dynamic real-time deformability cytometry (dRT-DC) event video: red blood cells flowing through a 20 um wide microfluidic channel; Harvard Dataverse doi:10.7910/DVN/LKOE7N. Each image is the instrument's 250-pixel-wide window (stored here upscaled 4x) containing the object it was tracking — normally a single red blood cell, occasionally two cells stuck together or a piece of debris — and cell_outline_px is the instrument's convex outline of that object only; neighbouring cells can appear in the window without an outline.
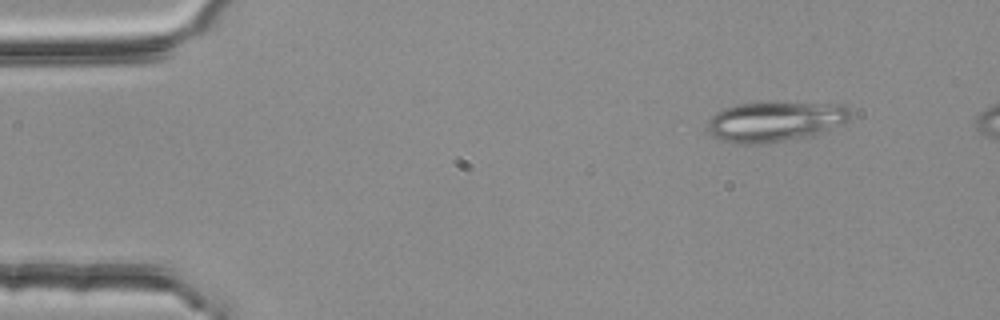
{"species": "common noctule bat (a hibernating species)", "species_latin": "Nyctalus noctula", "temperature_condition": "room temperature", "stored_images_in_passage": 50, "segment_of_instrument_passage": [1, 2], "camera_frame_rate_fps": 3000, "um_per_image_px": 0.085, "animal": {"sex": "female", "body_mass_g": 25.1}, "frame": {"image": 1, "passage_image": 1, "time_ms": 0.0, "image_size_px": [1000, 320], "cell_outline_px": [[852, 116], [848, 120], [812, 136], [756, 144], [732, 144], [720, 140], [712, 136], [708, 132], [708, 120], [716, 112], [724, 108], [736, 104], [760, 100], [772, 100], [836, 104], [848, 108], [852, 112]], "centroid_in_image_um": [65.83, 10.28], "position_along_channel_um": 19.2, "area_um2": 34.33}}